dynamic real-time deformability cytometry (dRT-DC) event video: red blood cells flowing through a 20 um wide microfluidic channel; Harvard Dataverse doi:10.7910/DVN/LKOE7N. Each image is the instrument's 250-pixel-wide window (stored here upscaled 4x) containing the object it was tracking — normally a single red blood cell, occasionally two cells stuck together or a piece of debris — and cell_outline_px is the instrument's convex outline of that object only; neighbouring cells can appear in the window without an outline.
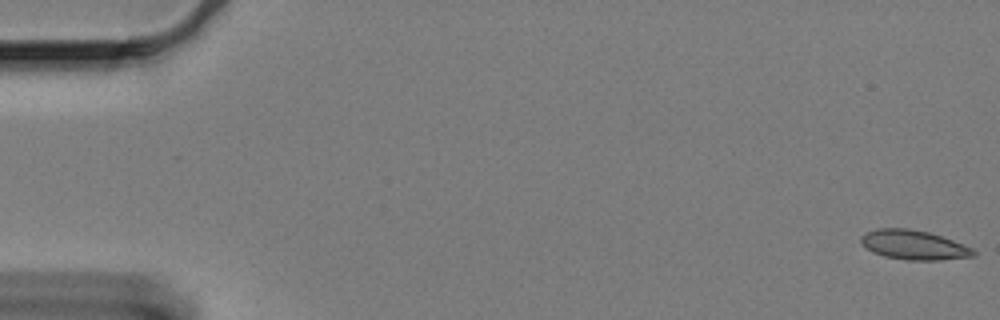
{"species": "Egyptian fruit bat (a non-hibernating species)", "species_latin": "Rousettus aegyptiacus", "temperature_condition": "cold", "stored_images_in_passage": 62, "camera_frame_rate_fps": 3000, "um_per_image_px": 0.085, "animal": {"sex": "female"}, "frame": {"image": 1, "passage_image": 1, "time_ms": 0.0, "image_size_px": [1000, 320], "cell_outline_px": [[976, 256], [936, 260], [908, 260], [884, 256], [872, 252], [860, 240], [860, 236], [864, 232], [876, 228], [908, 228], [928, 232], [952, 240], [972, 248], [976, 252]], "centroid_in_image_um": [77.65, 20.81], "position_along_channel_um": 7.4, "area_um2": 19.19}}
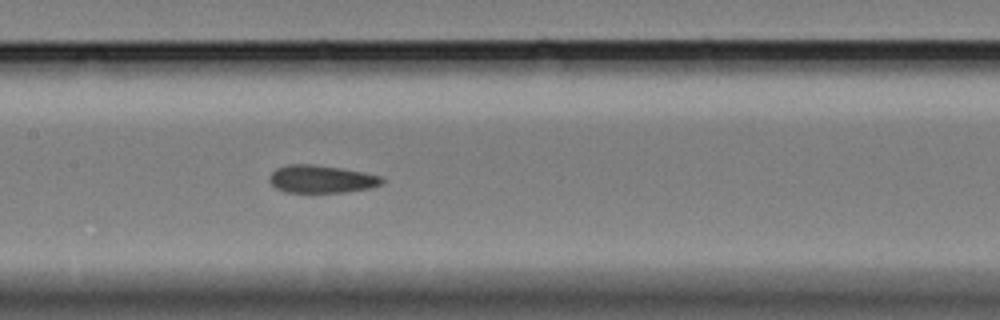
{"frame": {"image": 2, "passage_image": 30, "time_ms": 9.667, "image_size_px": [1000, 320], "cell_outline_px": [[384, 184], [372, 188], [344, 192], [284, 192], [276, 188], [268, 180], [272, 172], [276, 168], [288, 164], [316, 164], [344, 168], [364, 172], [380, 176], [384, 180]], "centroid_in_image_um": [27.34, 15.21], "position_along_channel_um": 180.1, "area_um2": 18.44}}
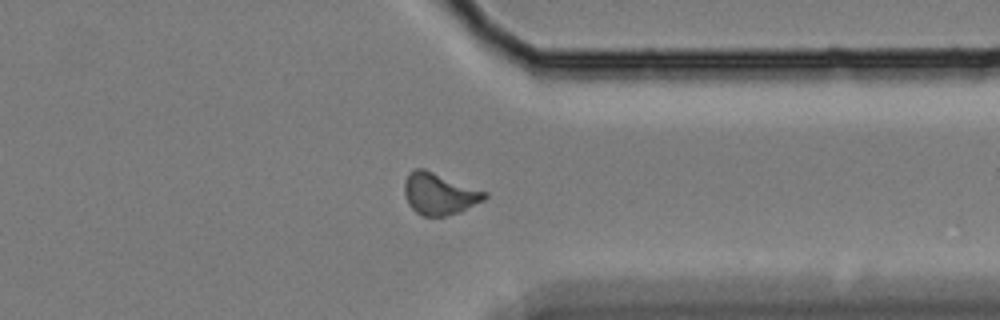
{"frame": {"image": 3, "passage_image": 48, "time_ms": 15.667, "image_size_px": [1000, 320], "cell_outline_px": [[488, 196], [484, 200], [460, 212], [444, 216], [424, 216], [416, 212], [408, 204], [404, 192], [404, 180], [408, 172], [416, 168], [424, 168], [488, 192]], "centroid_in_image_um": [37.33, 16.46], "position_along_channel_um": 374.1, "area_um2": 19.65}, "authors_computed_cell_mechanics": {"area_um2": 18.6116, "velocity_mm_per_s": 3.2713, "shape_relaxation_time_tau1_ms": null, "shape_relaxation_time_tau2_ms": 1.6272, "deformation_change_tau1": null, "deformation_change_tau2": 0.083}}